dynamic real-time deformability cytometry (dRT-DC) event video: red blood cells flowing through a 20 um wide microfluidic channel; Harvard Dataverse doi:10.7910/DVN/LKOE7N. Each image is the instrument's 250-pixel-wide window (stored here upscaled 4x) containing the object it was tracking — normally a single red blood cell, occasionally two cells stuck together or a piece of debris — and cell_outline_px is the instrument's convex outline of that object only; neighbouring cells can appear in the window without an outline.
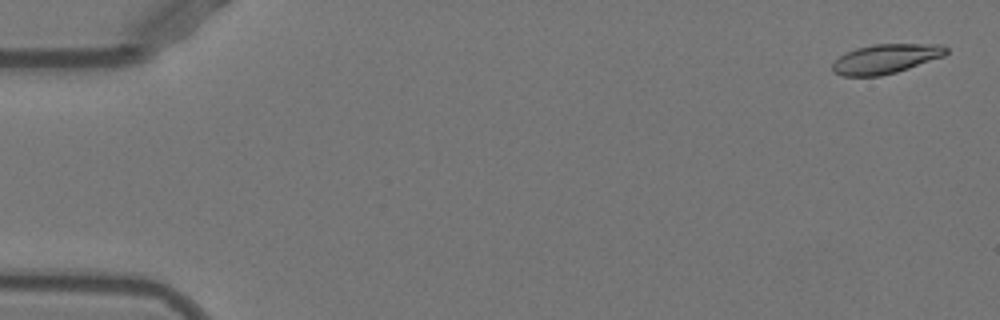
{"species": "Egyptian fruit bat (a non-hibernating species)", "species_latin": "Rousettus aegyptiacus", "temperature_condition": "warm", "stored_images_in_passage": 20, "camera_frame_rate_fps": 3000, "um_per_image_px": 0.085, "animal": {"sex": "female"}, "frame": {"image": 1, "passage_image": 2, "time_ms": 0.333, "image_size_px": [1000, 320], "cell_outline_px": [[948, 52], [944, 56], [896, 72], [880, 76], [844, 76], [832, 72], [832, 64], [840, 56], [856, 48], [872, 44], [940, 44], [948, 48]], "centroid_in_image_um": [75.29, 5.0], "position_along_channel_um": 9.7, "area_um2": 19.42}}
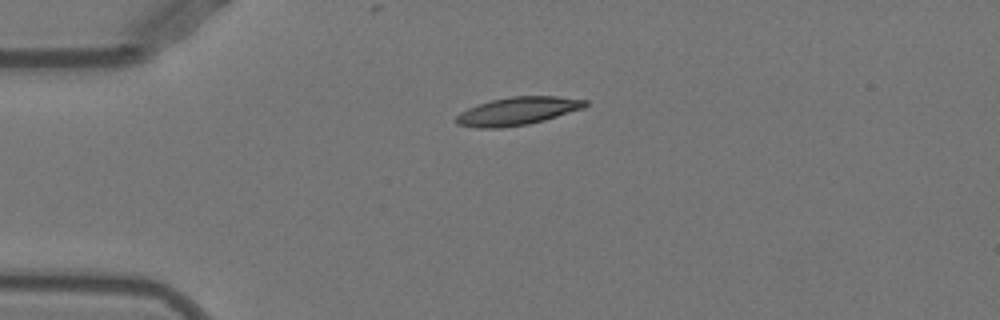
{"frame": {"image": 2, "passage_image": 13, "time_ms": 4.0, "image_size_px": [1000, 320], "cell_outline_px": [[588, 104], [584, 108], [544, 120], [528, 124], [500, 128], [476, 128], [456, 124], [456, 116], [460, 112], [468, 108], [492, 100], [512, 96], [556, 96], [588, 100]], "centroid_in_image_um": [44.0, 9.44], "position_along_channel_um": 41.0, "area_um2": 20.98}}
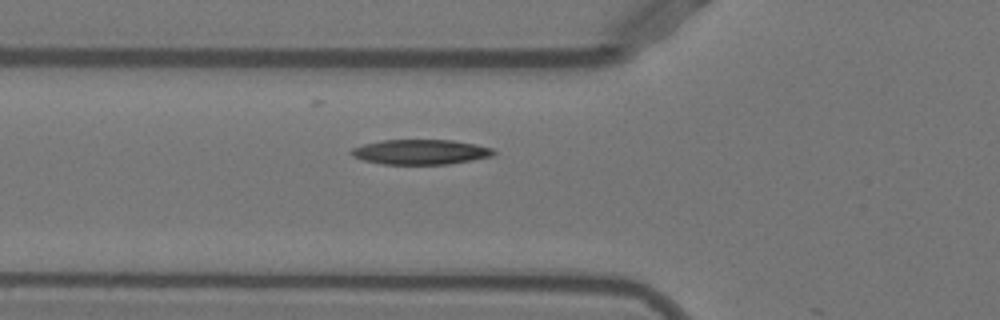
{"frame": {"image": 3, "passage_image": 19, "time_ms": 6.0, "image_size_px": [1000, 320], "cell_outline_px": [[496, 152], [492, 156], [472, 160], [448, 164], [384, 164], [364, 160], [352, 156], [348, 152], [352, 148], [364, 144], [380, 140], [452, 140], [476, 144], [492, 148]], "centroid_in_image_um": [35.74, 12.91], "position_along_channel_um": 90.1, "area_um2": 20.69}}